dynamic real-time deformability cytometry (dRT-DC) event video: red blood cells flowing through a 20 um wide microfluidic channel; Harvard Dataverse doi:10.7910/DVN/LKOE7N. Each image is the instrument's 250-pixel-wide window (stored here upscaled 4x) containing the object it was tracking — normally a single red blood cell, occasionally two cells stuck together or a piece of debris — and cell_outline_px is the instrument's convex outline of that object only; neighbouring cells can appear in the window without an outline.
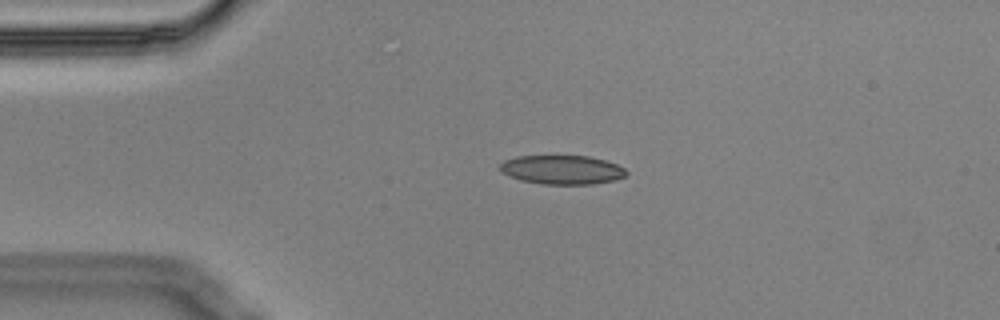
{"species": "Egyptian fruit bat (a non-hibernating species)", "species_latin": "Rousettus aegyptiacus", "temperature_condition": "cold", "stored_images_in_passage": 6, "camera_frame_rate_fps": 3000, "um_per_image_px": 0.085, "animal": {"sex": "male"}, "frame": {"image": 1, "passage_image": 4, "time_ms": 1.0, "image_size_px": [1000, 320], "cell_outline_px": [[628, 176], [616, 180], [592, 184], [540, 184], [520, 180], [508, 176], [500, 172], [500, 164], [504, 160], [516, 156], [588, 156], [604, 160], [616, 164], [624, 168], [628, 172]], "centroid_in_image_um": [47.77, 14.43], "position_along_channel_um": 37.2, "area_um2": 21.56}}